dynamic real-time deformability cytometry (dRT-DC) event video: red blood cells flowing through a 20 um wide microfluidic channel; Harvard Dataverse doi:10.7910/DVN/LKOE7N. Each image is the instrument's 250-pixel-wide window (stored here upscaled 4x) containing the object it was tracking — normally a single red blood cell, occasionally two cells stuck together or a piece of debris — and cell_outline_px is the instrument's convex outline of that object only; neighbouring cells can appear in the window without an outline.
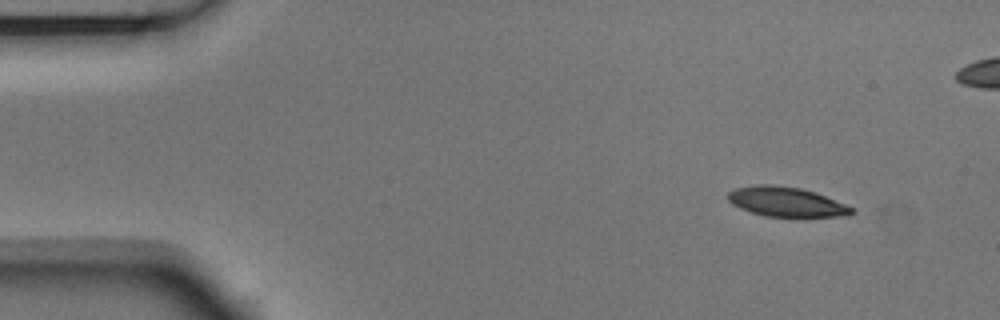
{"species": "Egyptian fruit bat (a non-hibernating species)", "species_latin": "Rousettus aegyptiacus", "temperature_condition": "room temperature", "stored_images_in_passage": 4, "camera_frame_rate_fps": 3000, "um_per_image_px": 0.085, "animal": {"sex": "male"}, "frame": {"image": 1, "passage_image": 1, "time_ms": 0.0, "image_size_px": [1000, 320], "cell_outline_px": [[856, 212], [848, 216], [764, 216], [740, 208], [732, 204], [728, 200], [728, 192], [736, 188], [756, 184], [772, 184], [800, 188], [816, 192], [844, 204], [852, 208]], "centroid_in_image_um": [66.81, 17.14], "position_along_channel_um": 18.2, "area_um2": 21.21}}